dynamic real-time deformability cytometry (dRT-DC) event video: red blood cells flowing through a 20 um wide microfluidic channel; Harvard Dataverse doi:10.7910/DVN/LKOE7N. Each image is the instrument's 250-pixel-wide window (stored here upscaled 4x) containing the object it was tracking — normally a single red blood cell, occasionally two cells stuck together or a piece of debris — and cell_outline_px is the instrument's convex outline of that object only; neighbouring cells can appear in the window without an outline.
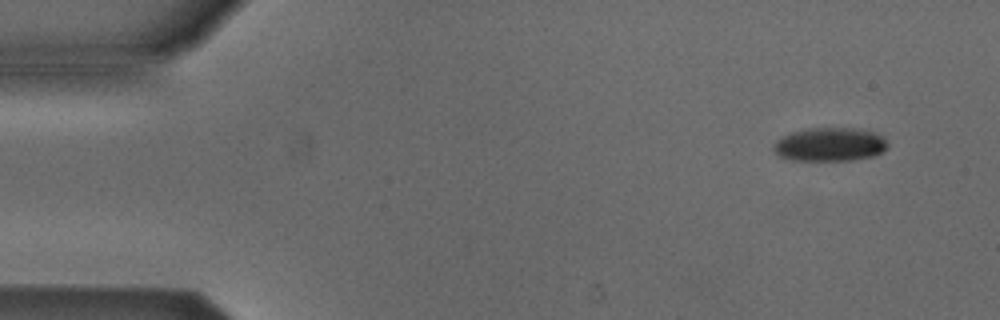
{"species": "Egyptian fruit bat (a non-hibernating species)", "species_latin": "Rousettus aegyptiacus", "temperature_condition": "cold", "stored_images_in_passage": 5, "camera_frame_rate_fps": 3000, "um_per_image_px": 0.085, "animal": {"sex": "male"}, "frame": {"image": 1, "passage_image": 2, "time_ms": 1.0, "image_size_px": [1000, 320], "cell_outline_px": [[888, 148], [884, 152], [872, 156], [852, 160], [792, 160], [780, 156], [772, 148], [772, 144], [776, 140], [792, 132], [812, 128], [856, 128], [872, 132], [884, 136], [888, 144]], "centroid_in_image_um": [70.56, 12.28], "position_along_channel_um": 14.4, "area_um2": 22.37}}
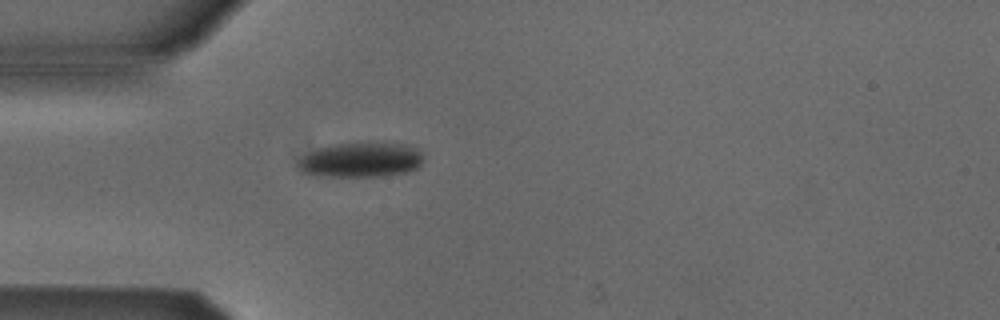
{"frame": {"image": 2, "passage_image": 5, "time_ms": 4.667, "image_size_px": [1000, 320], "cell_outline_px": [[424, 160], [416, 168], [408, 172], [380, 176], [316, 176], [300, 172], [296, 164], [296, 160], [316, 148], [332, 144], [404, 144], [416, 148], [420, 152]], "centroid_in_image_um": [30.6, 13.61], "position_along_channel_um": 54.4, "area_um2": 25.32}}